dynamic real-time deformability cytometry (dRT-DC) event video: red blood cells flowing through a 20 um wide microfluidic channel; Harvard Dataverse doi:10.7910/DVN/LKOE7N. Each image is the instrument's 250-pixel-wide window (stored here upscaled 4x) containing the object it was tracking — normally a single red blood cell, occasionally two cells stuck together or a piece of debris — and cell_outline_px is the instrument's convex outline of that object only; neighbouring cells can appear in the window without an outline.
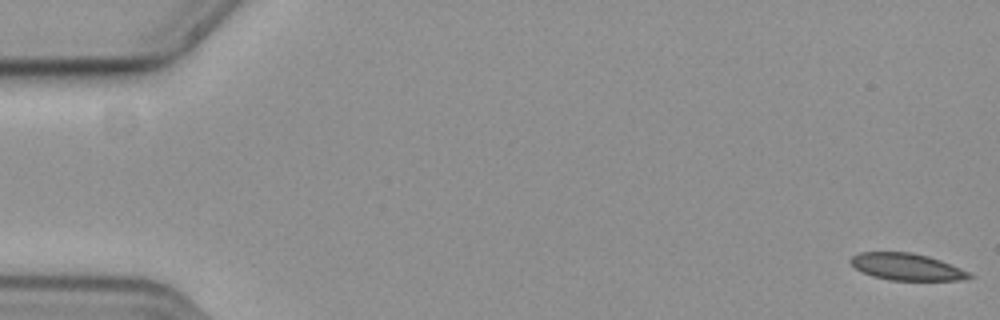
{"species": "common noctule bat (a hibernating species)", "species_latin": "Nyctalus noctula", "temperature_condition": "cold", "stored_images_in_passage": 58, "camera_frame_rate_fps": 3000, "um_per_image_px": 0.085, "animal": {"sex": "female", "body_mass_g": 19.3, "forearm_length_mm": 54.1}, "frame": {"image": 1, "passage_image": 1, "time_ms": 0.0, "image_size_px": [1000, 320], "cell_outline_px": [[976, 276], [964, 280], [888, 280], [872, 276], [856, 268], [848, 260], [852, 256], [860, 252], [912, 252], [928, 256], [940, 260], [960, 268]], "centroid_in_image_um": [77.08, 22.68], "position_along_channel_um": 7.9, "area_um2": 18.55}}
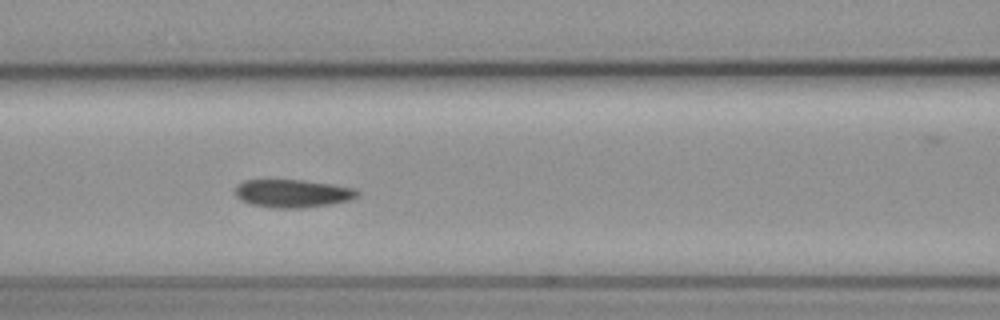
{"frame": {"image": 2, "passage_image": 25, "time_ms": 8.0, "image_size_px": [1000, 320], "cell_outline_px": [[360, 196], [348, 200], [332, 204], [304, 208], [276, 208], [252, 204], [240, 200], [236, 196], [236, 184], [244, 180], [304, 180], [332, 184], [356, 188], [360, 192]], "centroid_in_image_um": [24.91, 16.44], "position_along_channel_um": 141.7, "area_um2": 20.11}}
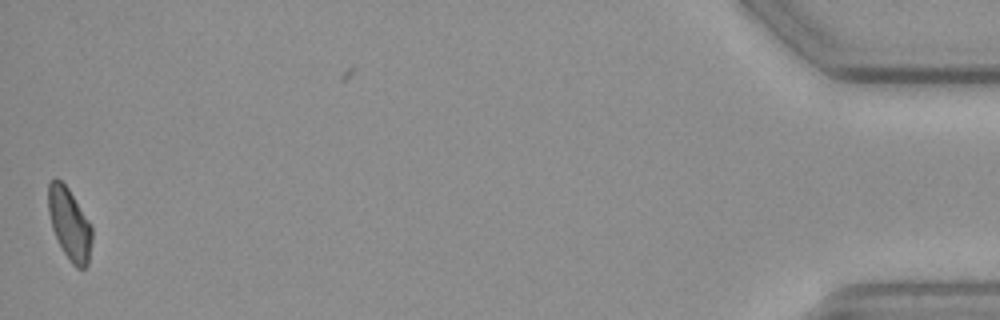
{"frame": {"image": 3, "passage_image": 57, "time_ms": 18.667, "image_size_px": [1000, 320], "cell_outline_px": [[92, 240], [88, 264], [84, 268], [76, 268], [68, 260], [60, 248], [52, 228], [48, 212], [48, 184], [56, 176], [68, 188], [92, 224]], "centroid_in_image_um": [5.91, 19.05], "position_along_channel_um": 429.3, "area_um2": 18.61}}